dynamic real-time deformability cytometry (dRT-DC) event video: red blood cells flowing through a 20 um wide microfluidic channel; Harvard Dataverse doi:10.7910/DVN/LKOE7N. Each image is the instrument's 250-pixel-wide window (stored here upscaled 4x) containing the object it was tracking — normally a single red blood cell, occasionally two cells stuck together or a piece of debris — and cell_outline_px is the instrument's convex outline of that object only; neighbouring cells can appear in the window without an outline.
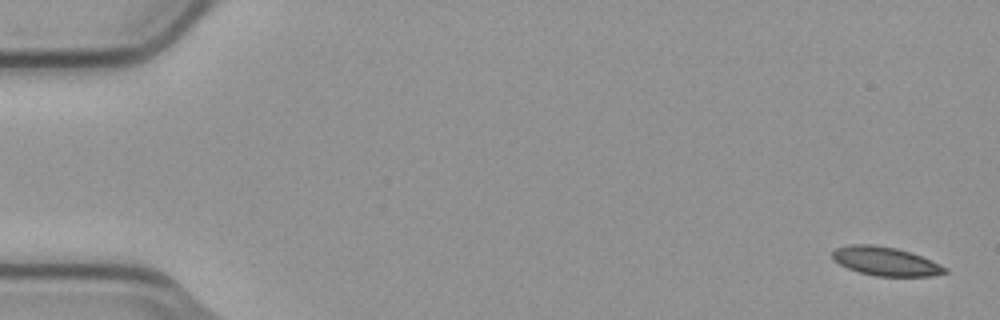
{"species": "common noctule bat (a hibernating species)", "species_latin": "Nyctalus noctula", "temperature_condition": "cold", "stored_images_in_passage": 6, "camera_frame_rate_fps": 3000, "um_per_image_px": 0.085, "animal": {"sex": "male", "body_mass_g": 23.1, "forearm_length_mm": 52.7}, "frame": {"image": 1, "passage_image": 1, "time_ms": 0.0, "image_size_px": [1000, 320], "cell_outline_px": [[948, 272], [932, 276], [876, 276], [860, 272], [848, 268], [840, 264], [832, 256], [832, 252], [836, 248], [848, 244], [876, 244], [896, 248], [912, 252], [932, 260], [948, 268]], "centroid_in_image_um": [75.31, 22.2], "position_along_channel_um": 9.7, "area_um2": 18.96}}
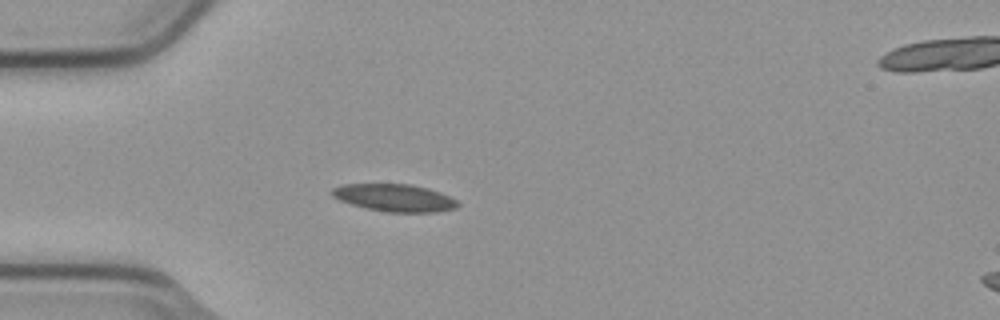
{"frame": {"image": 2, "passage_image": 5, "time_ms": 1.333, "image_size_px": [1000, 320], "cell_outline_px": [[460, 204], [456, 208], [440, 212], [388, 212], [364, 208], [340, 200], [332, 196], [328, 192], [332, 188], [340, 184], [412, 184], [428, 188], [440, 192], [456, 200]], "centroid_in_image_um": [33.51, 16.81], "position_along_channel_um": 51.5, "area_um2": 20.29}}